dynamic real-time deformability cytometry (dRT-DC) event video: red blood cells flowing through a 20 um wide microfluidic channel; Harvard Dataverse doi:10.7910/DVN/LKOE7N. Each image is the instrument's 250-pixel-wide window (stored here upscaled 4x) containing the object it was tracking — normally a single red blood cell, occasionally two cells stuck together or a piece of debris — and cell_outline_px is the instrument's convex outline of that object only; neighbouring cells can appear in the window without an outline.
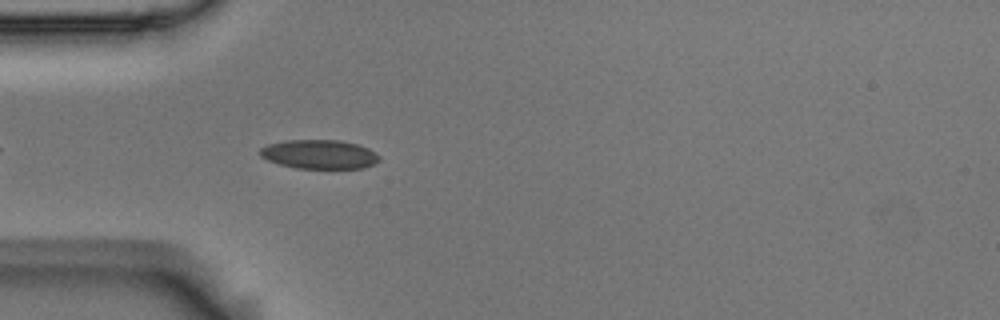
{"species": "Egyptian fruit bat (a non-hibernating species)", "species_latin": "Rousettus aegyptiacus", "temperature_condition": "room temperature", "stored_images_in_passage": 3, "camera_frame_rate_fps": 3000, "um_per_image_px": 0.085, "animal": {"sex": "male"}, "frame": {"image": 1, "passage_image": 3, "time_ms": 0.667, "image_size_px": [1000, 320], "cell_outline_px": [[380, 160], [364, 168], [296, 168], [280, 164], [268, 160], [260, 156], [260, 148], [268, 144], [284, 140], [340, 140], [356, 144], [368, 148], [376, 152], [380, 156]], "centroid_in_image_um": [27.14, 13.11], "position_along_channel_um": 57.9, "area_um2": 20.17}}